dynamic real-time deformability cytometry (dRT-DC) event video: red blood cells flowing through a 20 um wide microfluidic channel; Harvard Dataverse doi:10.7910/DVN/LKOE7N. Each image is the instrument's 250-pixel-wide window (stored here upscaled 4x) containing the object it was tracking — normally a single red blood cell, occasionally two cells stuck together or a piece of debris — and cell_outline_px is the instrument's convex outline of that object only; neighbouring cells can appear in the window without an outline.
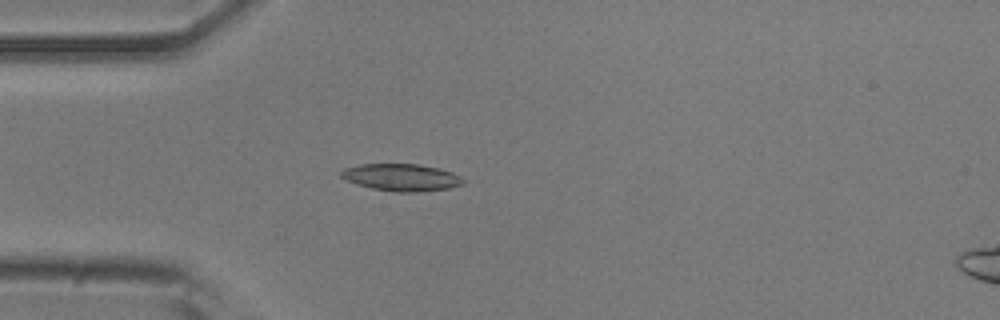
{"species": "common noctule bat (a hibernating species)", "species_latin": "Nyctalus noctula", "temperature_condition": "room temperature", "stored_images_in_passage": 53, "camera_frame_rate_fps": 3000, "um_per_image_px": 0.085, "animal": {"sex": "male", "body_mass_g": 20.5, "forearm_length_mm": 52.5}, "frame": {"image": 1, "passage_image": 15, "time_ms": 4.667, "image_size_px": [1000, 320], "cell_outline_px": [[464, 184], [448, 188], [416, 192], [396, 192], [372, 188], [356, 184], [340, 176], [340, 172], [344, 168], [360, 164], [416, 164], [440, 168], [452, 172], [460, 176], [464, 180]], "centroid_in_image_um": [34.12, 15.07], "position_along_channel_um": 50.9, "area_um2": 19.25}}
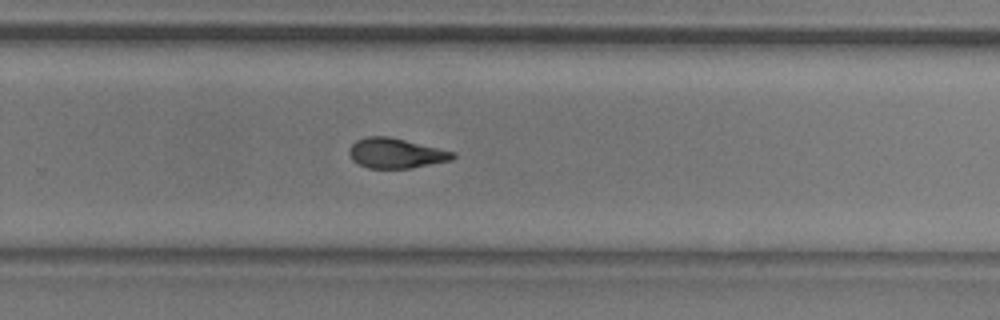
{"frame": {"image": 2, "passage_image": 35, "time_ms": 11.333, "image_size_px": [1000, 320], "cell_outline_px": [[456, 156], [452, 160], [412, 168], [368, 168], [352, 160], [348, 152], [348, 148], [356, 140], [368, 136], [388, 136], [456, 152]], "centroid_in_image_um": [33.65, 13.02], "position_along_channel_um": 296.2, "area_um2": 18.15}}
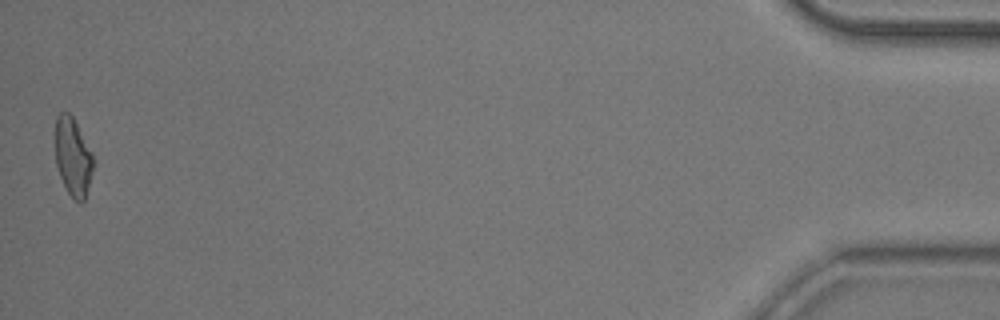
{"frame": {"image": 3, "passage_image": 53, "time_ms": 17.333, "image_size_px": [1000, 320], "cell_outline_px": [[92, 172], [84, 200], [80, 204], [68, 192], [60, 176], [56, 164], [56, 116], [60, 112], [68, 112], [72, 116], [92, 152]], "centroid_in_image_um": [6.19, 13.32], "position_along_channel_um": 429.0, "area_um2": 16.88}, "authors_computed_cell_mechanics": {"area_um2": 18.496, "velocity_mm_per_s": 3.797, "shape_relaxation_time_tau1_ms": 5.2526, "shape_relaxation_time_tau2_ms": 3.2637, "deformation_change_tau1": 0.1632, "deformation_change_tau2": 0.0894}}